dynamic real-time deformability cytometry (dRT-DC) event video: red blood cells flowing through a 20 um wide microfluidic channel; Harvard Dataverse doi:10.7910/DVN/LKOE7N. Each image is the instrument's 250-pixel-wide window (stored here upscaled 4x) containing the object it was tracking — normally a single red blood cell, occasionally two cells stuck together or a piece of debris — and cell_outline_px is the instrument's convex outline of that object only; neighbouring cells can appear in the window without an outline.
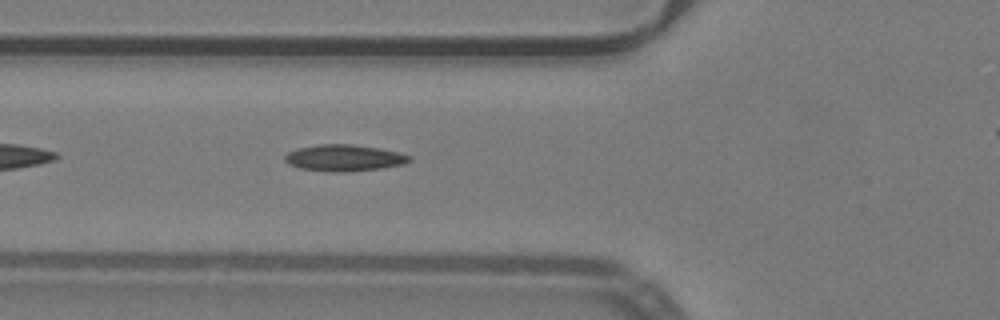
{"species": "common noctule bat (a hibernating species)", "species_latin": "Nyctalus noctula", "temperature_condition": "warm", "stored_images_in_passage": 34, "camera_frame_rate_fps": 3000, "um_per_image_px": 0.085, "animal": {"sex": "male", "body_mass_g": 19.2, "forearm_length_mm": 51.8}, "frame": {"image": 1, "passage_image": 6, "time_ms": 1.667, "image_size_px": [1000, 320], "cell_outline_px": [[412, 160], [404, 164], [380, 168], [344, 172], [332, 172], [300, 168], [288, 164], [284, 160], [284, 156], [288, 152], [296, 148], [320, 144], [352, 144], [380, 148], [400, 152], [412, 156]], "centroid_in_image_um": [29.26, 13.41], "position_along_channel_um": 96.5, "area_um2": 19.36}}
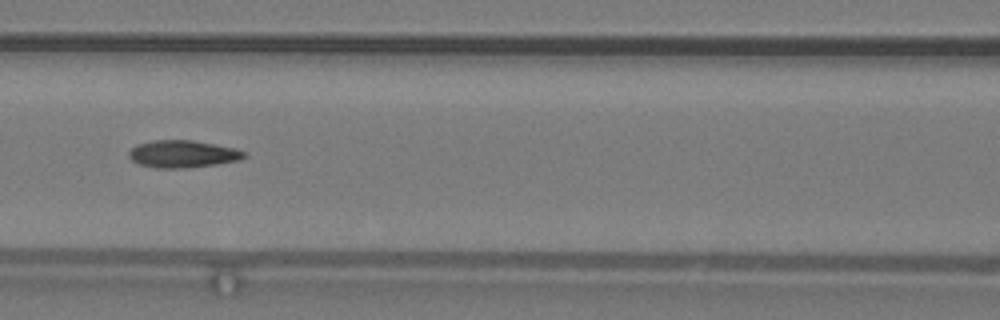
{"frame": {"image": 2, "passage_image": 10, "time_ms": 3.0, "image_size_px": [1000, 320], "cell_outline_px": [[248, 156], [240, 160], [216, 164], [184, 168], [156, 168], [140, 164], [132, 160], [128, 156], [128, 152], [136, 144], [152, 140], [192, 140], [236, 148], [244, 152]], "centroid_in_image_um": [15.53, 13.08], "position_along_channel_um": 151.1, "area_um2": 18.38}, "authors_computed_cell_mechanics": {"area_um2": 17.9758, "velocity_mm_per_s": 4.0161, "shape_relaxation_time_tau1_ms": null, "shape_relaxation_time_tau2_ms": 4.1562, "deformation_change_tau1": null, "deformation_change_tau2": 0.1281}}